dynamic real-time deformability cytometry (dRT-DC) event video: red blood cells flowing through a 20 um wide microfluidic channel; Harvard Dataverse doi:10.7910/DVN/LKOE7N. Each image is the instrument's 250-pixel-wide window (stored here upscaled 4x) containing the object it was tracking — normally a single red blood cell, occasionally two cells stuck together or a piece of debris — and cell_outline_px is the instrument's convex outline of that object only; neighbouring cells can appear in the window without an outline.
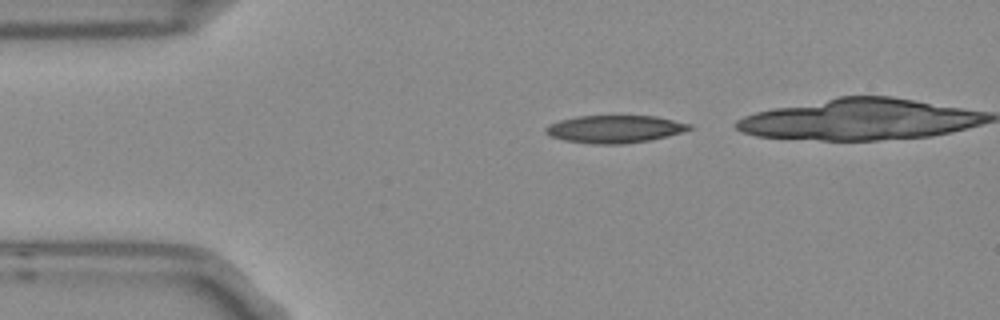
{"species": "Egyptian fruit bat (a non-hibernating species)", "species_latin": "Rousettus aegyptiacus", "temperature_condition": "room temperature", "stored_images_in_passage": 3, "camera_frame_rate_fps": 3000, "um_per_image_px": 0.085, "frame": {"image": 1, "passage_image": 1, "time_ms": 0.0, "image_size_px": [1000, 320], "cell_outline_px": [[692, 128], [680, 132], [648, 140], [624, 144], [596, 144], [564, 140], [552, 136], [544, 132], [544, 128], [548, 124], [560, 120], [576, 116], [656, 116], [692, 124]], "centroid_in_image_um": [52.21, 10.96], "position_along_channel_um": 32.8, "area_um2": 22.89}}